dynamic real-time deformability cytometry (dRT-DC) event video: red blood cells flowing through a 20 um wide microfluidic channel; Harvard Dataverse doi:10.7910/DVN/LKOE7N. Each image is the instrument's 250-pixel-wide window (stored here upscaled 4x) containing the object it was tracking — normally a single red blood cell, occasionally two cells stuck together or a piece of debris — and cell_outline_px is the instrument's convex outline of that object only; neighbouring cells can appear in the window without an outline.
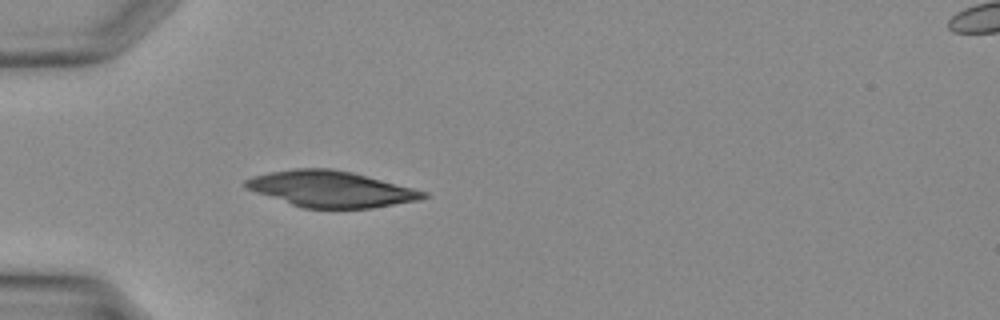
{"species": "Egyptian fruit bat (a non-hibernating species)", "species_latin": "Rousettus aegyptiacus", "temperature_condition": "warm", "stored_images_in_passage": 24, "camera_frame_rate_fps": 3000, "um_per_image_px": 0.085, "animal": {"sex": "female"}, "frame": {"image": 1, "passage_image": 1, "time_ms": 0.0, "image_size_px": [1000, 320], "cell_outline_px": [[432, 196], [420, 200], [368, 208], [304, 208], [244, 188], [244, 180], [252, 176], [268, 172], [296, 168], [332, 168], [352, 172], [428, 192]], "centroid_in_image_um": [28.13, 16.05], "position_along_channel_um": 56.9, "area_um2": 37.22}}
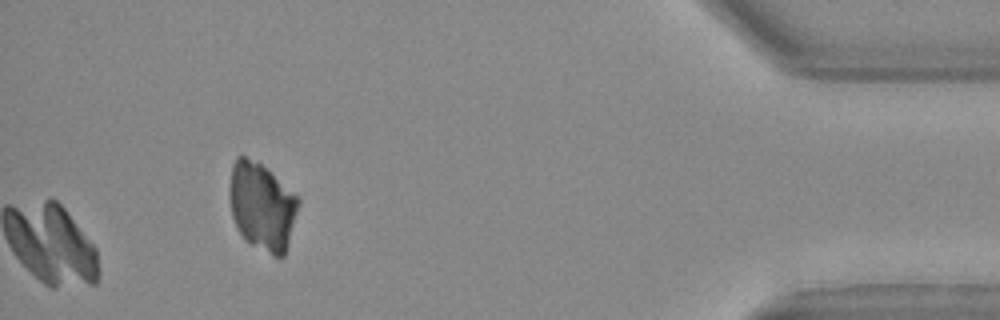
{"frame": {"image": 2, "passage_image": 24, "time_ms": 7.667, "image_size_px": [1000, 320], "cell_outline_px": [[300, 204], [288, 244], [284, 256], [276, 256], [244, 240], [236, 228], [232, 216], [228, 196], [228, 188], [232, 164], [236, 156], [244, 156], [260, 164], [296, 196], [300, 200]], "centroid_in_image_um": [22.22, 17.55], "position_along_channel_um": 413.0, "area_um2": 34.91}}